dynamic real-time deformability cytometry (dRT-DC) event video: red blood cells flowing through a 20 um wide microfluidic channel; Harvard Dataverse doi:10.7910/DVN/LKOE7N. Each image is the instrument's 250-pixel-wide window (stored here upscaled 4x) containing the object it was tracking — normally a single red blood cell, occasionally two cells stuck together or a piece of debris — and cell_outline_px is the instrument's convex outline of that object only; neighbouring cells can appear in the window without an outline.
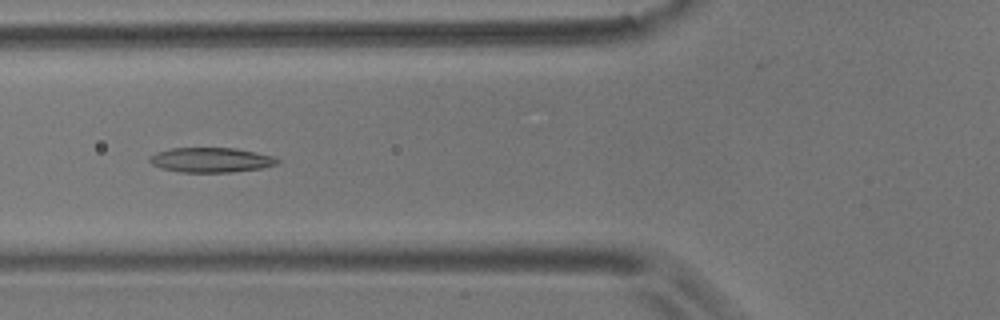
{"species": "common noctule bat (a hibernating species)", "species_latin": "Nyctalus noctula", "temperature_condition": "room temperature", "stored_images_in_passage": 10, "camera_frame_rate_fps": 3000, "um_per_image_px": 0.085, "animal": {"sex": "male", "body_mass_g": 17.9}, "frame": {"image": 1, "passage_image": 5, "time_ms": 5.667, "image_size_px": [1000, 320], "cell_outline_px": [[280, 160], [276, 164], [264, 168], [232, 172], [180, 172], [160, 168], [152, 164], [148, 160], [156, 152], [172, 148], [236, 148], [272, 156]], "centroid_in_image_um": [17.93, 13.6], "position_along_channel_um": 107.9, "area_um2": 18.38}}
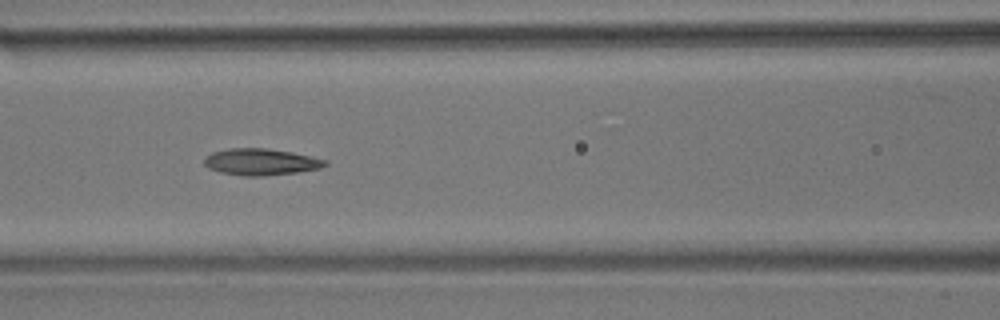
{"frame": {"image": 2, "passage_image": 6, "time_ms": 6.667, "image_size_px": [1000, 320], "cell_outline_px": [[328, 164], [320, 168], [300, 172], [264, 176], [244, 176], [220, 172], [208, 168], [204, 164], [204, 156], [212, 152], [228, 148], [268, 148], [292, 152], [328, 160]], "centroid_in_image_um": [22.17, 13.76], "position_along_channel_um": 144.4, "area_um2": 18.96}}
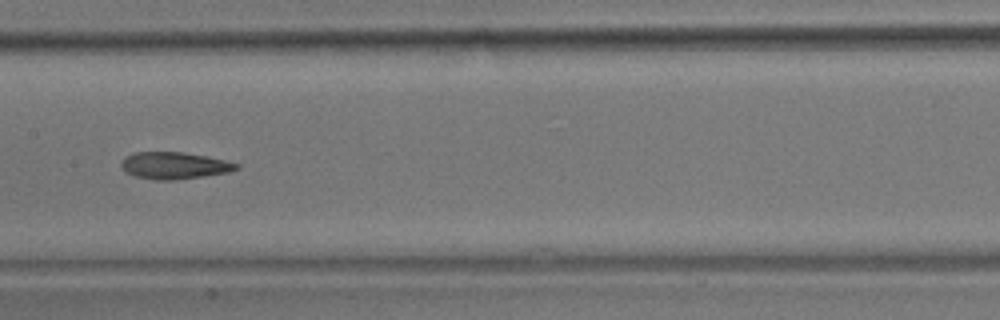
{"frame": {"image": 3, "passage_image": 7, "time_ms": 8.0, "image_size_px": [1000, 320], "cell_outline_px": [[240, 168], [228, 172], [176, 180], [156, 180], [136, 176], [128, 172], [120, 164], [124, 156], [136, 152], [184, 152], [224, 160], [240, 164]], "centroid_in_image_um": [14.82, 14.06], "position_along_channel_um": 192.6, "area_um2": 17.86}}